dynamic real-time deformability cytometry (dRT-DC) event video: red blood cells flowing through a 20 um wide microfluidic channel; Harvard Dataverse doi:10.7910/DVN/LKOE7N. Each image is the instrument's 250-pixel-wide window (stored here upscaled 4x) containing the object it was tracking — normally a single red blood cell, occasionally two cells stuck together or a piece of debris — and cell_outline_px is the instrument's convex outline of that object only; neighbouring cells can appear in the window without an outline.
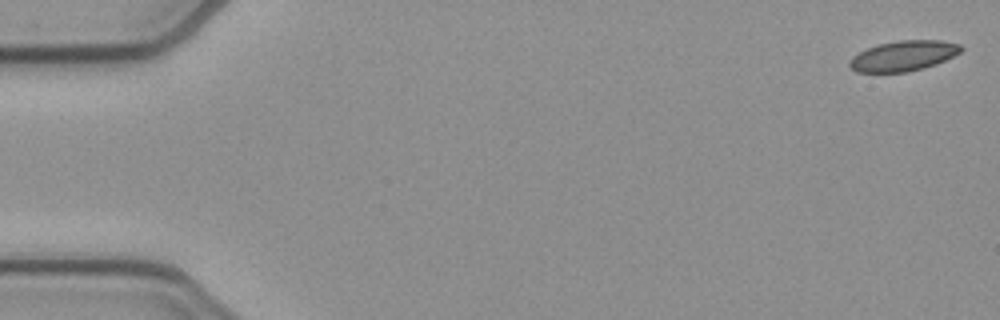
{"species": "common noctule bat (a hibernating species)", "species_latin": "Nyctalus noctula", "temperature_condition": "cold", "stored_images_in_passage": 52, "camera_frame_rate_fps": 3000, "um_per_image_px": 0.085, "animal": {"sex": "female", "body_mass_g": 21.9}, "frame": {"image": 1, "passage_image": 1, "time_ms": 0.0, "image_size_px": [1000, 320], "cell_outline_px": [[964, 48], [960, 52], [936, 64], [924, 68], [908, 72], [856, 72], [848, 64], [848, 60], [852, 56], [876, 44], [900, 40], [940, 40], [960, 44]], "centroid_in_image_um": [76.78, 4.74], "position_along_channel_um": 8.2, "area_um2": 19.71}}
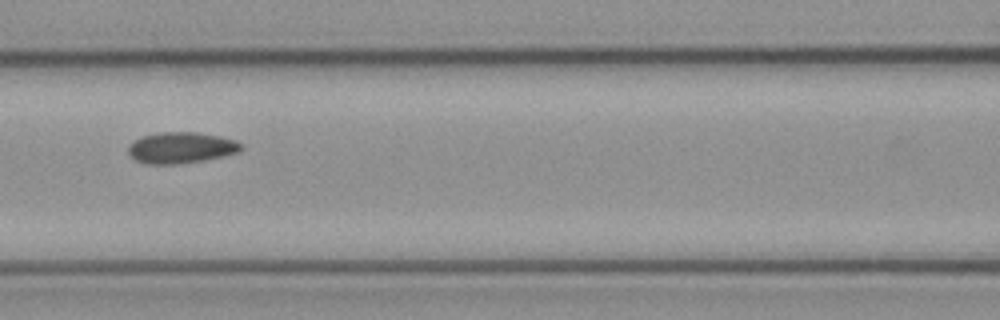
{"frame": {"image": 2, "passage_image": 23, "time_ms": 7.333, "image_size_px": [1000, 320], "cell_outline_px": [[244, 148], [240, 152], [224, 156], [204, 160], [180, 164], [144, 164], [136, 160], [128, 152], [128, 144], [144, 136], [160, 132], [196, 132], [220, 136], [236, 140]], "centroid_in_image_um": [15.42, 12.56], "position_along_channel_um": 151.2, "area_um2": 20.58}}
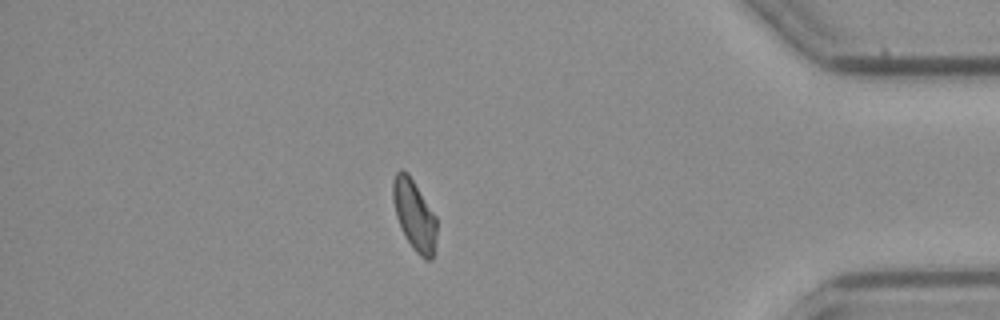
{"frame": {"image": 3, "passage_image": 45, "time_ms": 14.667, "image_size_px": [1000, 320], "cell_outline_px": [[436, 236], [432, 260], [424, 260], [412, 248], [404, 236], [400, 228], [396, 216], [392, 200], [392, 180], [396, 172], [400, 168], [408, 172], [436, 216]], "centroid_in_image_um": [35.19, 18.27], "position_along_channel_um": 400.0, "area_um2": 18.26}, "authors_computed_cell_mechanics": {"area_um2": 19.7098, "velocity_mm_per_s": 3.9098, "shape_relaxation_time_tau1_ms": null, "shape_relaxation_time_tau2_ms": 4.5463, "deformation_change_tau1": null, "deformation_change_tau2": 0.1084}}